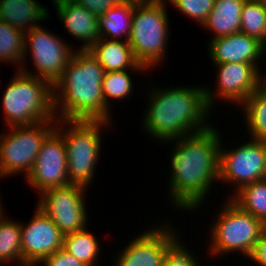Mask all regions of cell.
<instances>
[{
    "label": "cell",
    "instance_id": "6",
    "mask_svg": "<svg viewBox=\"0 0 266 266\" xmlns=\"http://www.w3.org/2000/svg\"><path fill=\"white\" fill-rule=\"evenodd\" d=\"M165 0L134 4L129 44L136 60L147 70L166 56L168 16ZM149 68V69H148Z\"/></svg>",
    "mask_w": 266,
    "mask_h": 266
},
{
    "label": "cell",
    "instance_id": "5",
    "mask_svg": "<svg viewBox=\"0 0 266 266\" xmlns=\"http://www.w3.org/2000/svg\"><path fill=\"white\" fill-rule=\"evenodd\" d=\"M60 122L62 124L56 122L55 129L62 135L66 146L69 184L87 188L93 181L95 166L100 158L102 146L100 129L102 126L106 128L110 122L85 120H61ZM63 124L70 126L68 125V129L66 127L62 129Z\"/></svg>",
    "mask_w": 266,
    "mask_h": 266
},
{
    "label": "cell",
    "instance_id": "39",
    "mask_svg": "<svg viewBox=\"0 0 266 266\" xmlns=\"http://www.w3.org/2000/svg\"><path fill=\"white\" fill-rule=\"evenodd\" d=\"M264 180H266V169H265V174H264Z\"/></svg>",
    "mask_w": 266,
    "mask_h": 266
},
{
    "label": "cell",
    "instance_id": "1",
    "mask_svg": "<svg viewBox=\"0 0 266 266\" xmlns=\"http://www.w3.org/2000/svg\"><path fill=\"white\" fill-rule=\"evenodd\" d=\"M174 141L168 194L176 209L194 211L205 202L211 185L219 180L221 137L211 125L169 142Z\"/></svg>",
    "mask_w": 266,
    "mask_h": 266
},
{
    "label": "cell",
    "instance_id": "16",
    "mask_svg": "<svg viewBox=\"0 0 266 266\" xmlns=\"http://www.w3.org/2000/svg\"><path fill=\"white\" fill-rule=\"evenodd\" d=\"M115 260V266H162L164 226L157 228L153 226L152 229L142 232L119 252V257L117 256Z\"/></svg>",
    "mask_w": 266,
    "mask_h": 266
},
{
    "label": "cell",
    "instance_id": "25",
    "mask_svg": "<svg viewBox=\"0 0 266 266\" xmlns=\"http://www.w3.org/2000/svg\"><path fill=\"white\" fill-rule=\"evenodd\" d=\"M12 261L22 266L21 224L3 216L0 218V265Z\"/></svg>",
    "mask_w": 266,
    "mask_h": 266
},
{
    "label": "cell",
    "instance_id": "10",
    "mask_svg": "<svg viewBox=\"0 0 266 266\" xmlns=\"http://www.w3.org/2000/svg\"><path fill=\"white\" fill-rule=\"evenodd\" d=\"M265 169L266 141L251 139L231 151L220 146L218 181L236 185L235 192L247 184L263 180Z\"/></svg>",
    "mask_w": 266,
    "mask_h": 266
},
{
    "label": "cell",
    "instance_id": "32",
    "mask_svg": "<svg viewBox=\"0 0 266 266\" xmlns=\"http://www.w3.org/2000/svg\"><path fill=\"white\" fill-rule=\"evenodd\" d=\"M78 5L83 6L90 13H93L97 17L104 14L108 9L117 6L120 0H73Z\"/></svg>",
    "mask_w": 266,
    "mask_h": 266
},
{
    "label": "cell",
    "instance_id": "9",
    "mask_svg": "<svg viewBox=\"0 0 266 266\" xmlns=\"http://www.w3.org/2000/svg\"><path fill=\"white\" fill-rule=\"evenodd\" d=\"M59 38L56 35L54 36V34H50V32L43 29L40 25L25 32L24 54L27 56V48H30V54H32L31 56L37 74L29 73L24 65L18 69L37 78L46 80L54 86L61 78L64 69L74 53V50L72 51L71 48L72 46L69 47V44L65 43L66 41Z\"/></svg>",
    "mask_w": 266,
    "mask_h": 266
},
{
    "label": "cell",
    "instance_id": "13",
    "mask_svg": "<svg viewBox=\"0 0 266 266\" xmlns=\"http://www.w3.org/2000/svg\"><path fill=\"white\" fill-rule=\"evenodd\" d=\"M28 224H21L22 266H36L63 246L64 234L37 207Z\"/></svg>",
    "mask_w": 266,
    "mask_h": 266
},
{
    "label": "cell",
    "instance_id": "22",
    "mask_svg": "<svg viewBox=\"0 0 266 266\" xmlns=\"http://www.w3.org/2000/svg\"><path fill=\"white\" fill-rule=\"evenodd\" d=\"M241 105L252 139L266 141V92L258 88Z\"/></svg>",
    "mask_w": 266,
    "mask_h": 266
},
{
    "label": "cell",
    "instance_id": "17",
    "mask_svg": "<svg viewBox=\"0 0 266 266\" xmlns=\"http://www.w3.org/2000/svg\"><path fill=\"white\" fill-rule=\"evenodd\" d=\"M53 4L66 31L74 36V39L83 40L84 45L80 49H89L100 38L96 15L73 0H61Z\"/></svg>",
    "mask_w": 266,
    "mask_h": 266
},
{
    "label": "cell",
    "instance_id": "8",
    "mask_svg": "<svg viewBox=\"0 0 266 266\" xmlns=\"http://www.w3.org/2000/svg\"><path fill=\"white\" fill-rule=\"evenodd\" d=\"M55 121L58 119L33 125L10 126L9 133L0 134V177L21 172L28 176L42 143L56 128Z\"/></svg>",
    "mask_w": 266,
    "mask_h": 266
},
{
    "label": "cell",
    "instance_id": "33",
    "mask_svg": "<svg viewBox=\"0 0 266 266\" xmlns=\"http://www.w3.org/2000/svg\"><path fill=\"white\" fill-rule=\"evenodd\" d=\"M248 258L259 266H266V230L253 245Z\"/></svg>",
    "mask_w": 266,
    "mask_h": 266
},
{
    "label": "cell",
    "instance_id": "21",
    "mask_svg": "<svg viewBox=\"0 0 266 266\" xmlns=\"http://www.w3.org/2000/svg\"><path fill=\"white\" fill-rule=\"evenodd\" d=\"M134 4L120 2L117 6L108 9L98 16L100 38L118 41L123 35L129 40ZM119 37V38H118Z\"/></svg>",
    "mask_w": 266,
    "mask_h": 266
},
{
    "label": "cell",
    "instance_id": "15",
    "mask_svg": "<svg viewBox=\"0 0 266 266\" xmlns=\"http://www.w3.org/2000/svg\"><path fill=\"white\" fill-rule=\"evenodd\" d=\"M208 45L214 64L250 63L260 71L258 59L263 56V43L257 38L239 32L212 39Z\"/></svg>",
    "mask_w": 266,
    "mask_h": 266
},
{
    "label": "cell",
    "instance_id": "38",
    "mask_svg": "<svg viewBox=\"0 0 266 266\" xmlns=\"http://www.w3.org/2000/svg\"><path fill=\"white\" fill-rule=\"evenodd\" d=\"M1 202V201H0ZM3 209H2V206H1V203H0V218L4 216V213H3Z\"/></svg>",
    "mask_w": 266,
    "mask_h": 266
},
{
    "label": "cell",
    "instance_id": "18",
    "mask_svg": "<svg viewBox=\"0 0 266 266\" xmlns=\"http://www.w3.org/2000/svg\"><path fill=\"white\" fill-rule=\"evenodd\" d=\"M88 50L105 72L124 71L130 68L131 71L142 73L147 69L136 60L129 41L99 38Z\"/></svg>",
    "mask_w": 266,
    "mask_h": 266
},
{
    "label": "cell",
    "instance_id": "36",
    "mask_svg": "<svg viewBox=\"0 0 266 266\" xmlns=\"http://www.w3.org/2000/svg\"><path fill=\"white\" fill-rule=\"evenodd\" d=\"M257 3H260L264 8H266V0H255Z\"/></svg>",
    "mask_w": 266,
    "mask_h": 266
},
{
    "label": "cell",
    "instance_id": "29",
    "mask_svg": "<svg viewBox=\"0 0 266 266\" xmlns=\"http://www.w3.org/2000/svg\"><path fill=\"white\" fill-rule=\"evenodd\" d=\"M131 93H133V84L127 70L105 72L102 80V95L108 108L110 106V102H107L109 98L126 99Z\"/></svg>",
    "mask_w": 266,
    "mask_h": 266
},
{
    "label": "cell",
    "instance_id": "24",
    "mask_svg": "<svg viewBox=\"0 0 266 266\" xmlns=\"http://www.w3.org/2000/svg\"><path fill=\"white\" fill-rule=\"evenodd\" d=\"M98 243L93 233L84 229L64 235L62 248L86 266H94L100 252Z\"/></svg>",
    "mask_w": 266,
    "mask_h": 266
},
{
    "label": "cell",
    "instance_id": "37",
    "mask_svg": "<svg viewBox=\"0 0 266 266\" xmlns=\"http://www.w3.org/2000/svg\"><path fill=\"white\" fill-rule=\"evenodd\" d=\"M263 55L266 57V41L263 43Z\"/></svg>",
    "mask_w": 266,
    "mask_h": 266
},
{
    "label": "cell",
    "instance_id": "14",
    "mask_svg": "<svg viewBox=\"0 0 266 266\" xmlns=\"http://www.w3.org/2000/svg\"><path fill=\"white\" fill-rule=\"evenodd\" d=\"M217 66L216 96L224 101L242 104L259 88L260 71L250 63H224ZM218 90V91H217Z\"/></svg>",
    "mask_w": 266,
    "mask_h": 266
},
{
    "label": "cell",
    "instance_id": "30",
    "mask_svg": "<svg viewBox=\"0 0 266 266\" xmlns=\"http://www.w3.org/2000/svg\"><path fill=\"white\" fill-rule=\"evenodd\" d=\"M168 2L184 15L195 19L199 25H203L215 0H168Z\"/></svg>",
    "mask_w": 266,
    "mask_h": 266
},
{
    "label": "cell",
    "instance_id": "3",
    "mask_svg": "<svg viewBox=\"0 0 266 266\" xmlns=\"http://www.w3.org/2000/svg\"><path fill=\"white\" fill-rule=\"evenodd\" d=\"M104 74V69L88 49L74 51L61 78L53 86L57 122L111 121L110 110L102 95Z\"/></svg>",
    "mask_w": 266,
    "mask_h": 266
},
{
    "label": "cell",
    "instance_id": "20",
    "mask_svg": "<svg viewBox=\"0 0 266 266\" xmlns=\"http://www.w3.org/2000/svg\"><path fill=\"white\" fill-rule=\"evenodd\" d=\"M247 0H215L214 6L202 25L215 33L212 39L239 33L241 14Z\"/></svg>",
    "mask_w": 266,
    "mask_h": 266
},
{
    "label": "cell",
    "instance_id": "34",
    "mask_svg": "<svg viewBox=\"0 0 266 266\" xmlns=\"http://www.w3.org/2000/svg\"><path fill=\"white\" fill-rule=\"evenodd\" d=\"M264 73H260V79H259V88H261L264 92H266V75H263ZM264 76V77H262Z\"/></svg>",
    "mask_w": 266,
    "mask_h": 266
},
{
    "label": "cell",
    "instance_id": "23",
    "mask_svg": "<svg viewBox=\"0 0 266 266\" xmlns=\"http://www.w3.org/2000/svg\"><path fill=\"white\" fill-rule=\"evenodd\" d=\"M232 195L230 199L235 204L266 225V180L247 184Z\"/></svg>",
    "mask_w": 266,
    "mask_h": 266
},
{
    "label": "cell",
    "instance_id": "11",
    "mask_svg": "<svg viewBox=\"0 0 266 266\" xmlns=\"http://www.w3.org/2000/svg\"><path fill=\"white\" fill-rule=\"evenodd\" d=\"M84 188L68 184L48 189L40 195L37 207L66 235L86 229L87 213Z\"/></svg>",
    "mask_w": 266,
    "mask_h": 266
},
{
    "label": "cell",
    "instance_id": "7",
    "mask_svg": "<svg viewBox=\"0 0 266 266\" xmlns=\"http://www.w3.org/2000/svg\"><path fill=\"white\" fill-rule=\"evenodd\" d=\"M218 218L213 221L209 253L215 256L241 252L246 257L266 230V225L250 213L243 211L230 197Z\"/></svg>",
    "mask_w": 266,
    "mask_h": 266
},
{
    "label": "cell",
    "instance_id": "31",
    "mask_svg": "<svg viewBox=\"0 0 266 266\" xmlns=\"http://www.w3.org/2000/svg\"><path fill=\"white\" fill-rule=\"evenodd\" d=\"M41 263L44 266H86L63 248L48 255Z\"/></svg>",
    "mask_w": 266,
    "mask_h": 266
},
{
    "label": "cell",
    "instance_id": "19",
    "mask_svg": "<svg viewBox=\"0 0 266 266\" xmlns=\"http://www.w3.org/2000/svg\"><path fill=\"white\" fill-rule=\"evenodd\" d=\"M37 0H0V20L23 32L48 20L49 10ZM33 23V24H32Z\"/></svg>",
    "mask_w": 266,
    "mask_h": 266
},
{
    "label": "cell",
    "instance_id": "35",
    "mask_svg": "<svg viewBox=\"0 0 266 266\" xmlns=\"http://www.w3.org/2000/svg\"><path fill=\"white\" fill-rule=\"evenodd\" d=\"M121 2L125 3H132V4H143V3H149L156 0H120Z\"/></svg>",
    "mask_w": 266,
    "mask_h": 266
},
{
    "label": "cell",
    "instance_id": "4",
    "mask_svg": "<svg viewBox=\"0 0 266 266\" xmlns=\"http://www.w3.org/2000/svg\"><path fill=\"white\" fill-rule=\"evenodd\" d=\"M15 75L2 98L5 126L33 125L57 119L53 86L19 69Z\"/></svg>",
    "mask_w": 266,
    "mask_h": 266
},
{
    "label": "cell",
    "instance_id": "28",
    "mask_svg": "<svg viewBox=\"0 0 266 266\" xmlns=\"http://www.w3.org/2000/svg\"><path fill=\"white\" fill-rule=\"evenodd\" d=\"M172 230L173 228L164 226V263L168 266H199L197 258L184 247L175 229Z\"/></svg>",
    "mask_w": 266,
    "mask_h": 266
},
{
    "label": "cell",
    "instance_id": "26",
    "mask_svg": "<svg viewBox=\"0 0 266 266\" xmlns=\"http://www.w3.org/2000/svg\"><path fill=\"white\" fill-rule=\"evenodd\" d=\"M25 32L0 20V60L10 63H24Z\"/></svg>",
    "mask_w": 266,
    "mask_h": 266
},
{
    "label": "cell",
    "instance_id": "12",
    "mask_svg": "<svg viewBox=\"0 0 266 266\" xmlns=\"http://www.w3.org/2000/svg\"><path fill=\"white\" fill-rule=\"evenodd\" d=\"M26 180L39 194L69 184L66 146L62 135L56 129L42 143Z\"/></svg>",
    "mask_w": 266,
    "mask_h": 266
},
{
    "label": "cell",
    "instance_id": "27",
    "mask_svg": "<svg viewBox=\"0 0 266 266\" xmlns=\"http://www.w3.org/2000/svg\"><path fill=\"white\" fill-rule=\"evenodd\" d=\"M241 33L266 41V8L255 0L244 3L241 14Z\"/></svg>",
    "mask_w": 266,
    "mask_h": 266
},
{
    "label": "cell",
    "instance_id": "2",
    "mask_svg": "<svg viewBox=\"0 0 266 266\" xmlns=\"http://www.w3.org/2000/svg\"><path fill=\"white\" fill-rule=\"evenodd\" d=\"M194 87L154 88L150 91L151 101L142 125L146 133L167 143L209 128L207 115L216 99L215 93L213 95L209 88Z\"/></svg>",
    "mask_w": 266,
    "mask_h": 266
}]
</instances>
